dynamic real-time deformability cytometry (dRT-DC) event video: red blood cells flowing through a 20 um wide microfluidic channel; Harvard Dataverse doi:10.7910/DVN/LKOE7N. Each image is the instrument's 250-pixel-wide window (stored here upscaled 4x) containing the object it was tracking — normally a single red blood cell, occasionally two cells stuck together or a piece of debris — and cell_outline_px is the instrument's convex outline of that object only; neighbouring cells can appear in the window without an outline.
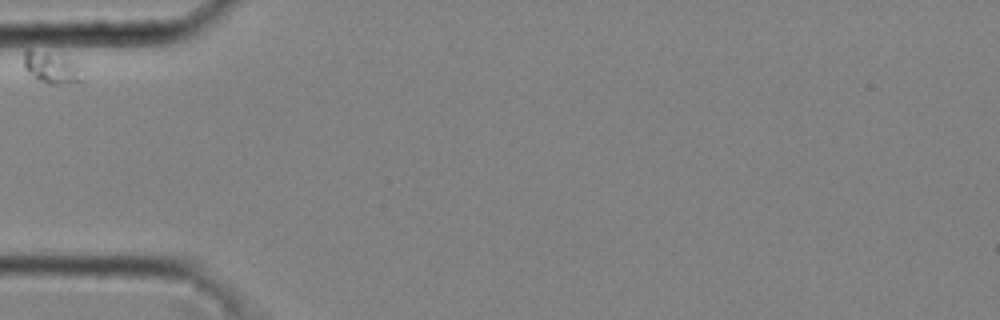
{"species": "common noctule bat (a hibernating species)", "species_latin": "Nyctalus noctula", "temperature_condition": "cold", "stored_images_in_passage": 30, "camera_frame_rate_fps": 3000, "um_per_image_px": 0.085, "animal": {"sex": "male", "body_mass_g": 20.4}, "frame": {"image": 1, "passage_image": 1, "time_ms": 0.0, "image_size_px": [1000, 320], "cell_outline_px": [[80, 80], [56, 84], [48, 84], [32, 76], [24, 68], [24, 52], [28, 48], [64, 52], [76, 68]], "centroid_in_image_um": [4.25, 5.64], "position_along_channel_um": 80.8, "area_um2": 10.69}}
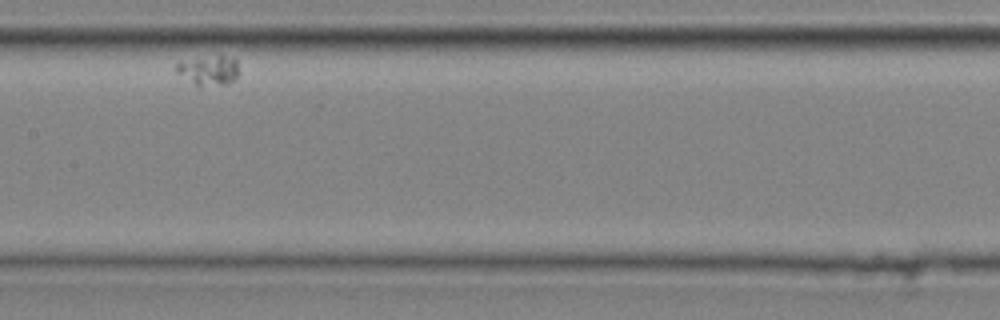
{"frame": {"image": 2, "passage_image": 13, "time_ms": 4.0, "image_size_px": [1000, 320], "cell_outline_px": [[240, 72], [232, 80], [224, 84], [196, 84], [176, 72], [176, 64], [180, 60], [216, 56], [224, 56], [236, 60]], "centroid_in_image_um": [17.74, 5.94], "position_along_channel_um": 189.7, "area_um2": 10.35}}
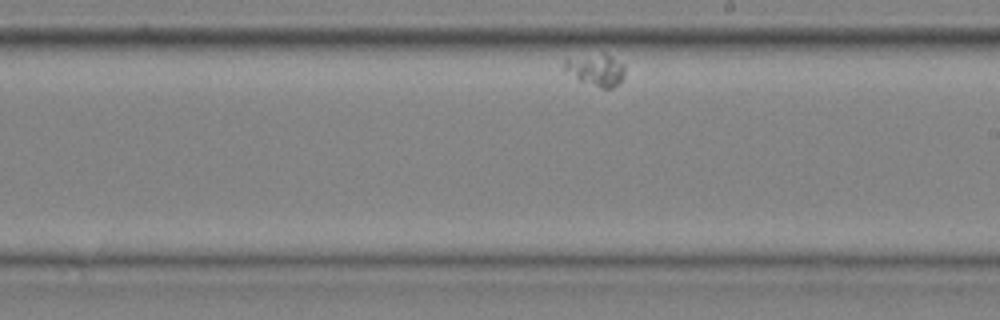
{"frame": {"image": 3, "passage_image": 18, "time_ms": 5.667, "image_size_px": [1000, 320], "cell_outline_px": [[624, 76], [612, 88], [600, 88], [580, 80], [564, 72], [564, 60], [604, 52], [612, 56], [624, 64]], "centroid_in_image_um": [50.66, 5.92], "position_along_channel_um": 238.3, "area_um2": 11.16}}